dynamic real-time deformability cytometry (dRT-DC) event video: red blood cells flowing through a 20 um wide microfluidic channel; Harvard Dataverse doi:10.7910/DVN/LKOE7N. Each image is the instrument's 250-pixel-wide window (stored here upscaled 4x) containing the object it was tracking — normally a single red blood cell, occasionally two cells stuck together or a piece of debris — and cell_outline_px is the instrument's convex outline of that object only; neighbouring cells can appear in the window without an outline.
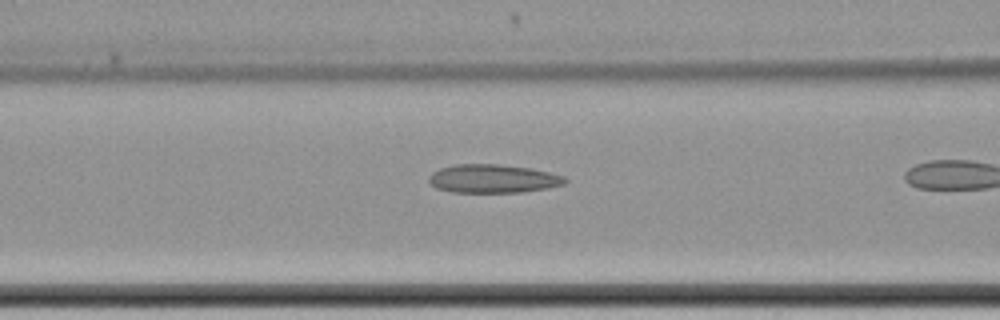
{"species": "common noctule bat (a hibernating species)", "species_latin": "Nyctalus noctula", "temperature_condition": "cold", "stored_images_in_passage": 18, "camera_frame_rate_fps": 3000, "um_per_image_px": 0.085, "animal": {"sex": "female", "body_mass_g": 22.7, "forearm_length_mm": 54.2}, "frame": {"image": 1, "passage_image": 16, "time_ms": 5.0, "image_size_px": [1000, 320], "cell_outline_px": [[568, 180], [564, 184], [548, 188], [524, 192], [452, 192], [436, 188], [428, 180], [428, 176], [432, 172], [440, 168], [456, 164], [500, 164], [532, 168], [564, 176]], "centroid_in_image_um": [41.91, 15.18], "position_along_channel_um": 124.7, "area_um2": 22.72}}